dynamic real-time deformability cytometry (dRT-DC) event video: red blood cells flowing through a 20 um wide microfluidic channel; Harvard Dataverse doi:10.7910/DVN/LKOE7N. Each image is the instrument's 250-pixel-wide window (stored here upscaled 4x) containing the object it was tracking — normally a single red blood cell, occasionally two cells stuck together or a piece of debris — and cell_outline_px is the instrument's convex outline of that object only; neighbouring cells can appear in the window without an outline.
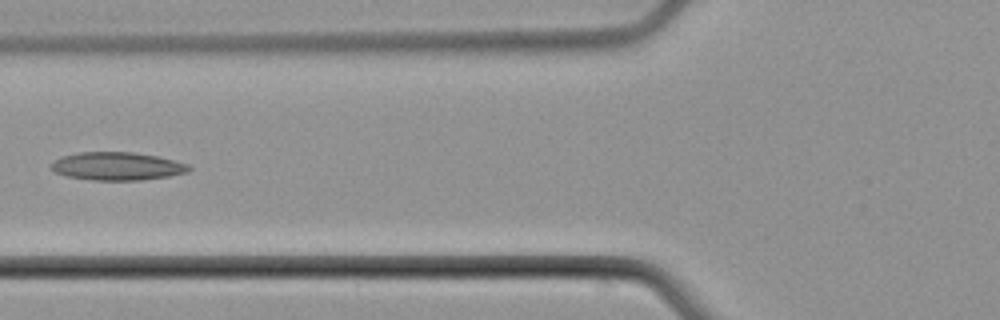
{"species": "common noctule bat (a hibernating species)", "species_latin": "Nyctalus noctula", "temperature_condition": "cold", "stored_images_in_passage": 5, "camera_frame_rate_fps": 3000, "um_per_image_px": 0.085, "animal": {"sex": "male", "body_mass_g": 21.5, "forearm_length_mm": 52.0}, "frame": {"image": 1, "passage_image": 5, "time_ms": 5.667, "image_size_px": [1000, 320], "cell_outline_px": [[192, 168], [188, 172], [168, 176], [140, 180], [92, 180], [68, 176], [56, 172], [52, 168], [52, 164], [56, 160], [64, 156], [80, 152], [132, 152], [156, 156], [188, 164]], "centroid_in_image_um": [10.0, 14.13], "position_along_channel_um": 115.8, "area_um2": 22.14}}